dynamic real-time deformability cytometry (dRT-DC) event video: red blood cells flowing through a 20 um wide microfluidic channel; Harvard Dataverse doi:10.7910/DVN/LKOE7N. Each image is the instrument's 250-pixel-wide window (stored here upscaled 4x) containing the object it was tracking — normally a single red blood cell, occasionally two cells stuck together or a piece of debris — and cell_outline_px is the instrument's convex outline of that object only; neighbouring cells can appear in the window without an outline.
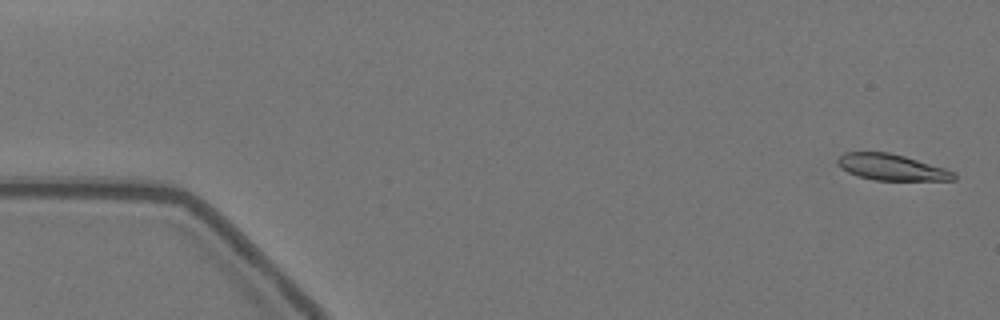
{"species": "Egyptian fruit bat (a non-hibernating species)", "species_latin": "Rousettus aegyptiacus", "temperature_condition": "warm", "stored_images_in_passage": 58, "camera_frame_rate_fps": 3000, "um_per_image_px": 0.085, "animal": {"sex": "female"}, "frame": {"image": 1, "passage_image": 2, "time_ms": 0.333, "image_size_px": [1000, 320], "cell_outline_px": [[956, 180], [872, 180], [848, 172], [836, 164], [836, 160], [844, 152], [888, 152], [904, 156], [944, 168], [956, 172]], "centroid_in_image_um": [75.78, 14.21], "position_along_channel_um": 9.2, "area_um2": 17.63}}
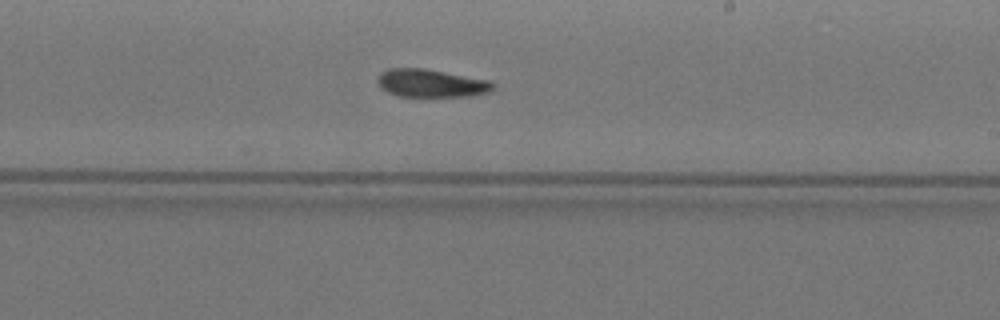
{"frame": {"image": 2, "passage_image": 34, "time_ms": 11.0, "image_size_px": [1000, 320], "cell_outline_px": [[496, 88], [492, 92], [472, 96], [400, 96], [388, 92], [380, 88], [376, 84], [376, 80], [380, 72], [388, 68], [424, 68], [488, 80], [496, 84]], "centroid_in_image_um": [36.65, 7.07], "position_along_channel_um": 252.4, "area_um2": 19.07}}
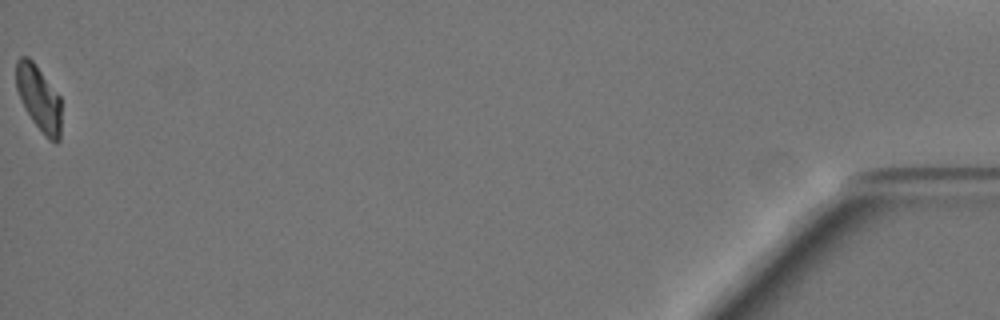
{"frame": {"image": 3, "passage_image": 58, "time_ms": 19.0, "image_size_px": [1000, 320], "cell_outline_px": [[60, 140], [56, 144], [48, 140], [44, 136], [32, 120], [24, 108], [20, 100], [16, 88], [16, 60], [20, 56], [28, 56], [32, 60], [60, 96]], "centroid_in_image_um": [3.29, 8.37], "position_along_channel_um": 431.9, "area_um2": 17.34}, "authors_computed_cell_mechanics": {"area_um2": 18.9295, "velocity_mm_per_s": 3.512, "shape_relaxation_time_tau1_ms": null, "shape_relaxation_time_tau2_ms": 3.8386, "deformation_change_tau1": null, "deformation_change_tau2": 0.0945}}